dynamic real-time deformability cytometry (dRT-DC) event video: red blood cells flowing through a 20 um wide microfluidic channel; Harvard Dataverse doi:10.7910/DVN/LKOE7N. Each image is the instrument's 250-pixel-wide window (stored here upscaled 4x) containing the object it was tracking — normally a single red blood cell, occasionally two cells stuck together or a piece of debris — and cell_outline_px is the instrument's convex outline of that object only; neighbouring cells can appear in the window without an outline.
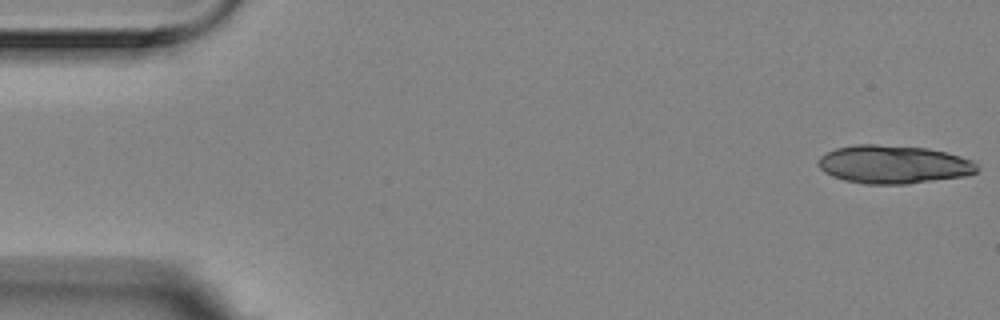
{"species": "Egyptian fruit bat (a non-hibernating species)", "species_latin": "Rousettus aegyptiacus", "temperature_condition": "room temperature", "stored_images_in_passage": 9, "camera_frame_rate_fps": 3000, "um_per_image_px": 0.085, "animal": {"sex": "female"}, "frame": {"image": 1, "passage_image": 1, "time_ms": 0.0, "image_size_px": [1000, 320], "cell_outline_px": [[980, 168], [976, 172], [964, 176], [908, 184], [864, 184], [844, 180], [832, 176], [824, 172], [816, 164], [816, 160], [820, 156], [836, 148], [856, 144], [876, 144], [928, 148], [960, 156], [972, 160]], "centroid_in_image_um": [75.92, 13.98], "position_along_channel_um": 9.1, "area_um2": 35.6}}